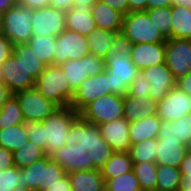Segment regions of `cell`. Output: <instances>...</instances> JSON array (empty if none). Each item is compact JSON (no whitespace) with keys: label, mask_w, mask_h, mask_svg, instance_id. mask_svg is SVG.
Here are the masks:
<instances>
[{"label":"cell","mask_w":191,"mask_h":191,"mask_svg":"<svg viewBox=\"0 0 191 191\" xmlns=\"http://www.w3.org/2000/svg\"><path fill=\"white\" fill-rule=\"evenodd\" d=\"M35 88L58 107L70 106L74 95L60 65L47 66L36 79Z\"/></svg>","instance_id":"1"},{"label":"cell","mask_w":191,"mask_h":191,"mask_svg":"<svg viewBox=\"0 0 191 191\" xmlns=\"http://www.w3.org/2000/svg\"><path fill=\"white\" fill-rule=\"evenodd\" d=\"M79 115L71 106L58 107L45 120L44 135L46 140L45 154L51 156L65 146L73 120Z\"/></svg>","instance_id":"2"},{"label":"cell","mask_w":191,"mask_h":191,"mask_svg":"<svg viewBox=\"0 0 191 191\" xmlns=\"http://www.w3.org/2000/svg\"><path fill=\"white\" fill-rule=\"evenodd\" d=\"M121 32L132 44L166 43L167 41L146 11L130 12L123 16Z\"/></svg>","instance_id":"3"},{"label":"cell","mask_w":191,"mask_h":191,"mask_svg":"<svg viewBox=\"0 0 191 191\" xmlns=\"http://www.w3.org/2000/svg\"><path fill=\"white\" fill-rule=\"evenodd\" d=\"M105 65V70L109 73L111 93L119 96L126 95L139 71L131 61L130 55L123 56L120 51L109 53Z\"/></svg>","instance_id":"4"},{"label":"cell","mask_w":191,"mask_h":191,"mask_svg":"<svg viewBox=\"0 0 191 191\" xmlns=\"http://www.w3.org/2000/svg\"><path fill=\"white\" fill-rule=\"evenodd\" d=\"M79 115L91 124H104L124 117V96L107 94L87 104Z\"/></svg>","instance_id":"5"},{"label":"cell","mask_w":191,"mask_h":191,"mask_svg":"<svg viewBox=\"0 0 191 191\" xmlns=\"http://www.w3.org/2000/svg\"><path fill=\"white\" fill-rule=\"evenodd\" d=\"M33 10L16 3L3 13V35L14 44H25L33 36Z\"/></svg>","instance_id":"6"},{"label":"cell","mask_w":191,"mask_h":191,"mask_svg":"<svg viewBox=\"0 0 191 191\" xmlns=\"http://www.w3.org/2000/svg\"><path fill=\"white\" fill-rule=\"evenodd\" d=\"M90 54L86 35L65 29L56 37L54 65H61L68 60H79Z\"/></svg>","instance_id":"7"},{"label":"cell","mask_w":191,"mask_h":191,"mask_svg":"<svg viewBox=\"0 0 191 191\" xmlns=\"http://www.w3.org/2000/svg\"><path fill=\"white\" fill-rule=\"evenodd\" d=\"M71 90L74 92L88 76L105 71V59L94 54L85 55L79 60H68L60 65Z\"/></svg>","instance_id":"8"},{"label":"cell","mask_w":191,"mask_h":191,"mask_svg":"<svg viewBox=\"0 0 191 191\" xmlns=\"http://www.w3.org/2000/svg\"><path fill=\"white\" fill-rule=\"evenodd\" d=\"M111 94L109 73L103 71L94 76H88L74 91L70 106L78 113L89 103L100 96Z\"/></svg>","instance_id":"9"},{"label":"cell","mask_w":191,"mask_h":191,"mask_svg":"<svg viewBox=\"0 0 191 191\" xmlns=\"http://www.w3.org/2000/svg\"><path fill=\"white\" fill-rule=\"evenodd\" d=\"M19 101L25 121L45 120L58 106L41 95L35 87L14 94Z\"/></svg>","instance_id":"10"},{"label":"cell","mask_w":191,"mask_h":191,"mask_svg":"<svg viewBox=\"0 0 191 191\" xmlns=\"http://www.w3.org/2000/svg\"><path fill=\"white\" fill-rule=\"evenodd\" d=\"M165 54V63L175 80L191 72V40L168 39Z\"/></svg>","instance_id":"11"},{"label":"cell","mask_w":191,"mask_h":191,"mask_svg":"<svg viewBox=\"0 0 191 191\" xmlns=\"http://www.w3.org/2000/svg\"><path fill=\"white\" fill-rule=\"evenodd\" d=\"M33 35L57 37L66 29V12L52 6L33 10Z\"/></svg>","instance_id":"12"},{"label":"cell","mask_w":191,"mask_h":191,"mask_svg":"<svg viewBox=\"0 0 191 191\" xmlns=\"http://www.w3.org/2000/svg\"><path fill=\"white\" fill-rule=\"evenodd\" d=\"M188 113H191V96L176 86L157 101V116L161 120L174 122Z\"/></svg>","instance_id":"13"},{"label":"cell","mask_w":191,"mask_h":191,"mask_svg":"<svg viewBox=\"0 0 191 191\" xmlns=\"http://www.w3.org/2000/svg\"><path fill=\"white\" fill-rule=\"evenodd\" d=\"M51 159L57 162L67 173L76 171L93 170V162L86 149L79 145L66 143L51 155Z\"/></svg>","instance_id":"14"},{"label":"cell","mask_w":191,"mask_h":191,"mask_svg":"<svg viewBox=\"0 0 191 191\" xmlns=\"http://www.w3.org/2000/svg\"><path fill=\"white\" fill-rule=\"evenodd\" d=\"M2 72V81L13 95L35 87L36 80L13 54L2 64Z\"/></svg>","instance_id":"15"},{"label":"cell","mask_w":191,"mask_h":191,"mask_svg":"<svg viewBox=\"0 0 191 191\" xmlns=\"http://www.w3.org/2000/svg\"><path fill=\"white\" fill-rule=\"evenodd\" d=\"M98 126L102 138L114 152H129L132 145L129 136V121L123 117Z\"/></svg>","instance_id":"16"},{"label":"cell","mask_w":191,"mask_h":191,"mask_svg":"<svg viewBox=\"0 0 191 191\" xmlns=\"http://www.w3.org/2000/svg\"><path fill=\"white\" fill-rule=\"evenodd\" d=\"M144 78L150 82V97L159 101L176 86V80L166 63L150 66L143 70Z\"/></svg>","instance_id":"17"},{"label":"cell","mask_w":191,"mask_h":191,"mask_svg":"<svg viewBox=\"0 0 191 191\" xmlns=\"http://www.w3.org/2000/svg\"><path fill=\"white\" fill-rule=\"evenodd\" d=\"M165 43L132 44L131 61L138 70L165 63Z\"/></svg>","instance_id":"18"},{"label":"cell","mask_w":191,"mask_h":191,"mask_svg":"<svg viewBox=\"0 0 191 191\" xmlns=\"http://www.w3.org/2000/svg\"><path fill=\"white\" fill-rule=\"evenodd\" d=\"M101 137L99 126L91 124L78 115L72 122L66 143L79 145L82 149L88 150Z\"/></svg>","instance_id":"19"},{"label":"cell","mask_w":191,"mask_h":191,"mask_svg":"<svg viewBox=\"0 0 191 191\" xmlns=\"http://www.w3.org/2000/svg\"><path fill=\"white\" fill-rule=\"evenodd\" d=\"M157 115V101L150 96L124 95V118L131 122Z\"/></svg>","instance_id":"20"},{"label":"cell","mask_w":191,"mask_h":191,"mask_svg":"<svg viewBox=\"0 0 191 191\" xmlns=\"http://www.w3.org/2000/svg\"><path fill=\"white\" fill-rule=\"evenodd\" d=\"M156 164L179 168L189 146L182 142L160 141L156 139Z\"/></svg>","instance_id":"21"},{"label":"cell","mask_w":191,"mask_h":191,"mask_svg":"<svg viewBox=\"0 0 191 191\" xmlns=\"http://www.w3.org/2000/svg\"><path fill=\"white\" fill-rule=\"evenodd\" d=\"M92 7L73 6L66 12V29L81 35H89L97 26Z\"/></svg>","instance_id":"22"},{"label":"cell","mask_w":191,"mask_h":191,"mask_svg":"<svg viewBox=\"0 0 191 191\" xmlns=\"http://www.w3.org/2000/svg\"><path fill=\"white\" fill-rule=\"evenodd\" d=\"M72 191H106L101 170L76 171L67 173Z\"/></svg>","instance_id":"23"},{"label":"cell","mask_w":191,"mask_h":191,"mask_svg":"<svg viewBox=\"0 0 191 191\" xmlns=\"http://www.w3.org/2000/svg\"><path fill=\"white\" fill-rule=\"evenodd\" d=\"M92 16L96 26L119 33L122 30L123 15L111 8L106 3L98 0L92 7Z\"/></svg>","instance_id":"24"},{"label":"cell","mask_w":191,"mask_h":191,"mask_svg":"<svg viewBox=\"0 0 191 191\" xmlns=\"http://www.w3.org/2000/svg\"><path fill=\"white\" fill-rule=\"evenodd\" d=\"M161 119L157 115L149 116L130 123L129 136L132 144L146 139H158Z\"/></svg>","instance_id":"25"},{"label":"cell","mask_w":191,"mask_h":191,"mask_svg":"<svg viewBox=\"0 0 191 191\" xmlns=\"http://www.w3.org/2000/svg\"><path fill=\"white\" fill-rule=\"evenodd\" d=\"M171 39L191 40V8L171 5Z\"/></svg>","instance_id":"26"},{"label":"cell","mask_w":191,"mask_h":191,"mask_svg":"<svg viewBox=\"0 0 191 191\" xmlns=\"http://www.w3.org/2000/svg\"><path fill=\"white\" fill-rule=\"evenodd\" d=\"M133 167L134 164L129 152H114L100 170L106 182L108 179L132 171Z\"/></svg>","instance_id":"27"},{"label":"cell","mask_w":191,"mask_h":191,"mask_svg":"<svg viewBox=\"0 0 191 191\" xmlns=\"http://www.w3.org/2000/svg\"><path fill=\"white\" fill-rule=\"evenodd\" d=\"M13 55L23 63L27 71L35 80L47 67V65L44 64L40 58L35 55L27 43L14 45Z\"/></svg>","instance_id":"28"},{"label":"cell","mask_w":191,"mask_h":191,"mask_svg":"<svg viewBox=\"0 0 191 191\" xmlns=\"http://www.w3.org/2000/svg\"><path fill=\"white\" fill-rule=\"evenodd\" d=\"M115 34L113 31L96 27L87 35L90 54L106 59Z\"/></svg>","instance_id":"29"},{"label":"cell","mask_w":191,"mask_h":191,"mask_svg":"<svg viewBox=\"0 0 191 191\" xmlns=\"http://www.w3.org/2000/svg\"><path fill=\"white\" fill-rule=\"evenodd\" d=\"M29 141L24 123L0 129V147L14 152Z\"/></svg>","instance_id":"30"},{"label":"cell","mask_w":191,"mask_h":191,"mask_svg":"<svg viewBox=\"0 0 191 191\" xmlns=\"http://www.w3.org/2000/svg\"><path fill=\"white\" fill-rule=\"evenodd\" d=\"M56 37L33 35L27 44L35 55L47 66L54 65V48Z\"/></svg>","instance_id":"31"},{"label":"cell","mask_w":191,"mask_h":191,"mask_svg":"<svg viewBox=\"0 0 191 191\" xmlns=\"http://www.w3.org/2000/svg\"><path fill=\"white\" fill-rule=\"evenodd\" d=\"M133 171L139 181L142 191H156V162H133Z\"/></svg>","instance_id":"32"},{"label":"cell","mask_w":191,"mask_h":191,"mask_svg":"<svg viewBox=\"0 0 191 191\" xmlns=\"http://www.w3.org/2000/svg\"><path fill=\"white\" fill-rule=\"evenodd\" d=\"M156 191H178L181 172L179 168L157 164Z\"/></svg>","instance_id":"33"},{"label":"cell","mask_w":191,"mask_h":191,"mask_svg":"<svg viewBox=\"0 0 191 191\" xmlns=\"http://www.w3.org/2000/svg\"><path fill=\"white\" fill-rule=\"evenodd\" d=\"M25 122L19 101L12 95L0 109V129Z\"/></svg>","instance_id":"34"},{"label":"cell","mask_w":191,"mask_h":191,"mask_svg":"<svg viewBox=\"0 0 191 191\" xmlns=\"http://www.w3.org/2000/svg\"><path fill=\"white\" fill-rule=\"evenodd\" d=\"M44 156L46 154L41 148L37 147L33 142L28 141L13 152V162L15 166L23 169Z\"/></svg>","instance_id":"35"},{"label":"cell","mask_w":191,"mask_h":191,"mask_svg":"<svg viewBox=\"0 0 191 191\" xmlns=\"http://www.w3.org/2000/svg\"><path fill=\"white\" fill-rule=\"evenodd\" d=\"M67 172L55 161L51 156H44L42 158V191H45L50 186L62 179Z\"/></svg>","instance_id":"36"},{"label":"cell","mask_w":191,"mask_h":191,"mask_svg":"<svg viewBox=\"0 0 191 191\" xmlns=\"http://www.w3.org/2000/svg\"><path fill=\"white\" fill-rule=\"evenodd\" d=\"M146 12L162 36L171 39V6L147 9Z\"/></svg>","instance_id":"37"},{"label":"cell","mask_w":191,"mask_h":191,"mask_svg":"<svg viewBox=\"0 0 191 191\" xmlns=\"http://www.w3.org/2000/svg\"><path fill=\"white\" fill-rule=\"evenodd\" d=\"M22 188L42 191V158L22 169Z\"/></svg>","instance_id":"38"},{"label":"cell","mask_w":191,"mask_h":191,"mask_svg":"<svg viewBox=\"0 0 191 191\" xmlns=\"http://www.w3.org/2000/svg\"><path fill=\"white\" fill-rule=\"evenodd\" d=\"M156 139L132 144L129 150L132 162H156Z\"/></svg>","instance_id":"39"},{"label":"cell","mask_w":191,"mask_h":191,"mask_svg":"<svg viewBox=\"0 0 191 191\" xmlns=\"http://www.w3.org/2000/svg\"><path fill=\"white\" fill-rule=\"evenodd\" d=\"M106 191H142L134 171L126 172L105 182Z\"/></svg>","instance_id":"40"},{"label":"cell","mask_w":191,"mask_h":191,"mask_svg":"<svg viewBox=\"0 0 191 191\" xmlns=\"http://www.w3.org/2000/svg\"><path fill=\"white\" fill-rule=\"evenodd\" d=\"M114 151L109 144L102 138L87 150V154L93 162V169H101L110 159Z\"/></svg>","instance_id":"41"},{"label":"cell","mask_w":191,"mask_h":191,"mask_svg":"<svg viewBox=\"0 0 191 191\" xmlns=\"http://www.w3.org/2000/svg\"><path fill=\"white\" fill-rule=\"evenodd\" d=\"M15 187L22 188V169L14 165L0 171V191H12Z\"/></svg>","instance_id":"42"},{"label":"cell","mask_w":191,"mask_h":191,"mask_svg":"<svg viewBox=\"0 0 191 191\" xmlns=\"http://www.w3.org/2000/svg\"><path fill=\"white\" fill-rule=\"evenodd\" d=\"M25 129L28 133L29 141L33 142L44 152L46 149V140L44 135V125L40 121H25Z\"/></svg>","instance_id":"43"},{"label":"cell","mask_w":191,"mask_h":191,"mask_svg":"<svg viewBox=\"0 0 191 191\" xmlns=\"http://www.w3.org/2000/svg\"><path fill=\"white\" fill-rule=\"evenodd\" d=\"M158 140L182 142V139H180L179 119L174 122L161 120Z\"/></svg>","instance_id":"44"},{"label":"cell","mask_w":191,"mask_h":191,"mask_svg":"<svg viewBox=\"0 0 191 191\" xmlns=\"http://www.w3.org/2000/svg\"><path fill=\"white\" fill-rule=\"evenodd\" d=\"M150 82L144 78V73L139 70L134 81L130 84L128 95L131 96H150Z\"/></svg>","instance_id":"45"},{"label":"cell","mask_w":191,"mask_h":191,"mask_svg":"<svg viewBox=\"0 0 191 191\" xmlns=\"http://www.w3.org/2000/svg\"><path fill=\"white\" fill-rule=\"evenodd\" d=\"M131 46L132 42L122 32H119L114 35L109 53H118L120 51L123 56L130 55Z\"/></svg>","instance_id":"46"},{"label":"cell","mask_w":191,"mask_h":191,"mask_svg":"<svg viewBox=\"0 0 191 191\" xmlns=\"http://www.w3.org/2000/svg\"><path fill=\"white\" fill-rule=\"evenodd\" d=\"M180 139L182 143L191 146V113L185 114L179 119Z\"/></svg>","instance_id":"47"},{"label":"cell","mask_w":191,"mask_h":191,"mask_svg":"<svg viewBox=\"0 0 191 191\" xmlns=\"http://www.w3.org/2000/svg\"><path fill=\"white\" fill-rule=\"evenodd\" d=\"M14 44L5 35L0 36V65H2L12 54Z\"/></svg>","instance_id":"48"},{"label":"cell","mask_w":191,"mask_h":191,"mask_svg":"<svg viewBox=\"0 0 191 191\" xmlns=\"http://www.w3.org/2000/svg\"><path fill=\"white\" fill-rule=\"evenodd\" d=\"M102 2L115 9L117 12L126 16L129 13L128 0H101Z\"/></svg>","instance_id":"49"},{"label":"cell","mask_w":191,"mask_h":191,"mask_svg":"<svg viewBox=\"0 0 191 191\" xmlns=\"http://www.w3.org/2000/svg\"><path fill=\"white\" fill-rule=\"evenodd\" d=\"M11 166H14L13 152L0 147V171Z\"/></svg>","instance_id":"50"},{"label":"cell","mask_w":191,"mask_h":191,"mask_svg":"<svg viewBox=\"0 0 191 191\" xmlns=\"http://www.w3.org/2000/svg\"><path fill=\"white\" fill-rule=\"evenodd\" d=\"M16 2L32 10L50 6V0H16Z\"/></svg>","instance_id":"51"},{"label":"cell","mask_w":191,"mask_h":191,"mask_svg":"<svg viewBox=\"0 0 191 191\" xmlns=\"http://www.w3.org/2000/svg\"><path fill=\"white\" fill-rule=\"evenodd\" d=\"M45 191H72L68 175L66 174L62 179H59L57 183L50 186Z\"/></svg>","instance_id":"52"},{"label":"cell","mask_w":191,"mask_h":191,"mask_svg":"<svg viewBox=\"0 0 191 191\" xmlns=\"http://www.w3.org/2000/svg\"><path fill=\"white\" fill-rule=\"evenodd\" d=\"M176 87L191 96V72L176 80Z\"/></svg>","instance_id":"53"},{"label":"cell","mask_w":191,"mask_h":191,"mask_svg":"<svg viewBox=\"0 0 191 191\" xmlns=\"http://www.w3.org/2000/svg\"><path fill=\"white\" fill-rule=\"evenodd\" d=\"M179 170L181 172V175H187V177H191V150L189 149L182 161V163L179 166Z\"/></svg>","instance_id":"54"},{"label":"cell","mask_w":191,"mask_h":191,"mask_svg":"<svg viewBox=\"0 0 191 191\" xmlns=\"http://www.w3.org/2000/svg\"><path fill=\"white\" fill-rule=\"evenodd\" d=\"M74 5L73 0H50V6L68 12Z\"/></svg>","instance_id":"55"},{"label":"cell","mask_w":191,"mask_h":191,"mask_svg":"<svg viewBox=\"0 0 191 191\" xmlns=\"http://www.w3.org/2000/svg\"><path fill=\"white\" fill-rule=\"evenodd\" d=\"M129 13L147 10V0H128Z\"/></svg>","instance_id":"56"},{"label":"cell","mask_w":191,"mask_h":191,"mask_svg":"<svg viewBox=\"0 0 191 191\" xmlns=\"http://www.w3.org/2000/svg\"><path fill=\"white\" fill-rule=\"evenodd\" d=\"M171 0H147V9L171 6Z\"/></svg>","instance_id":"57"},{"label":"cell","mask_w":191,"mask_h":191,"mask_svg":"<svg viewBox=\"0 0 191 191\" xmlns=\"http://www.w3.org/2000/svg\"><path fill=\"white\" fill-rule=\"evenodd\" d=\"M12 95L6 84L3 81L0 82V103H6Z\"/></svg>","instance_id":"58"},{"label":"cell","mask_w":191,"mask_h":191,"mask_svg":"<svg viewBox=\"0 0 191 191\" xmlns=\"http://www.w3.org/2000/svg\"><path fill=\"white\" fill-rule=\"evenodd\" d=\"M16 0H0V12L5 13L16 4Z\"/></svg>","instance_id":"59"},{"label":"cell","mask_w":191,"mask_h":191,"mask_svg":"<svg viewBox=\"0 0 191 191\" xmlns=\"http://www.w3.org/2000/svg\"><path fill=\"white\" fill-rule=\"evenodd\" d=\"M178 189H191V177L181 175Z\"/></svg>","instance_id":"60"},{"label":"cell","mask_w":191,"mask_h":191,"mask_svg":"<svg viewBox=\"0 0 191 191\" xmlns=\"http://www.w3.org/2000/svg\"><path fill=\"white\" fill-rule=\"evenodd\" d=\"M98 0H73V6L93 7Z\"/></svg>","instance_id":"61"},{"label":"cell","mask_w":191,"mask_h":191,"mask_svg":"<svg viewBox=\"0 0 191 191\" xmlns=\"http://www.w3.org/2000/svg\"><path fill=\"white\" fill-rule=\"evenodd\" d=\"M172 5H180V6H187L191 8V0H171Z\"/></svg>","instance_id":"62"},{"label":"cell","mask_w":191,"mask_h":191,"mask_svg":"<svg viewBox=\"0 0 191 191\" xmlns=\"http://www.w3.org/2000/svg\"><path fill=\"white\" fill-rule=\"evenodd\" d=\"M3 35V13L0 12V36Z\"/></svg>","instance_id":"63"},{"label":"cell","mask_w":191,"mask_h":191,"mask_svg":"<svg viewBox=\"0 0 191 191\" xmlns=\"http://www.w3.org/2000/svg\"><path fill=\"white\" fill-rule=\"evenodd\" d=\"M12 191H29V190L21 188V187H15Z\"/></svg>","instance_id":"64"},{"label":"cell","mask_w":191,"mask_h":191,"mask_svg":"<svg viewBox=\"0 0 191 191\" xmlns=\"http://www.w3.org/2000/svg\"><path fill=\"white\" fill-rule=\"evenodd\" d=\"M3 79V72H2V65H0V82H2Z\"/></svg>","instance_id":"65"},{"label":"cell","mask_w":191,"mask_h":191,"mask_svg":"<svg viewBox=\"0 0 191 191\" xmlns=\"http://www.w3.org/2000/svg\"><path fill=\"white\" fill-rule=\"evenodd\" d=\"M178 191H191V189H178Z\"/></svg>","instance_id":"66"},{"label":"cell","mask_w":191,"mask_h":191,"mask_svg":"<svg viewBox=\"0 0 191 191\" xmlns=\"http://www.w3.org/2000/svg\"><path fill=\"white\" fill-rule=\"evenodd\" d=\"M5 103H0V109H1V107L4 105Z\"/></svg>","instance_id":"67"}]
</instances>
